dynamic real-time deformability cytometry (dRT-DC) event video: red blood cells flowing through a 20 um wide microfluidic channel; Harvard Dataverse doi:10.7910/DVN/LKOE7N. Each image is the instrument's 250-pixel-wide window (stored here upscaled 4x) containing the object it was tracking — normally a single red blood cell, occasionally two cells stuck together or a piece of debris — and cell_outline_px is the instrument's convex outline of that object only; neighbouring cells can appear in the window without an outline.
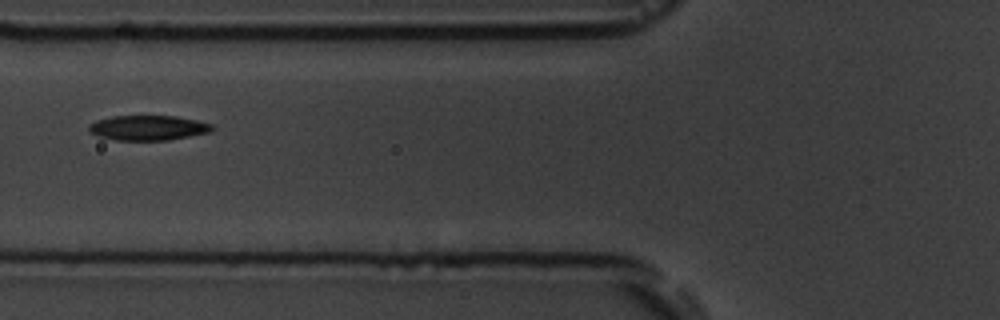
{"species": "common noctule bat (a hibernating species)", "species_latin": "Nyctalus noctula", "temperature_condition": "room temperature", "stored_images_in_passage": 6, "camera_frame_rate_fps": 3000, "um_per_image_px": 0.085, "animal": {"sex": "male", "body_mass_g": 19.5, "forearm_length_mm": 54.6}, "frame": {"image": 1, "passage_image": 6, "time_ms": 5.667, "image_size_px": [1000, 320], "cell_outline_px": [[216, 128], [208, 132], [168, 140], [116, 140], [100, 136], [88, 132], [88, 124], [96, 120], [112, 116], [176, 116], [196, 120], [212, 124]], "centroid_in_image_um": [12.56, 10.86], "position_along_channel_um": 113.2, "area_um2": 17.86}}